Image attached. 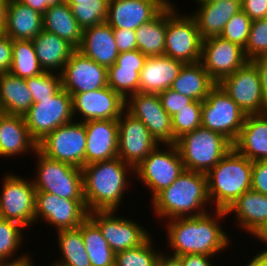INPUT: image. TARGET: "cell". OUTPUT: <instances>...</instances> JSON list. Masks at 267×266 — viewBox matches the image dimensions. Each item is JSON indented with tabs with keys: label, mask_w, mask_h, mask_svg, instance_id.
I'll return each instance as SVG.
<instances>
[{
	"label": "cell",
	"mask_w": 267,
	"mask_h": 266,
	"mask_svg": "<svg viewBox=\"0 0 267 266\" xmlns=\"http://www.w3.org/2000/svg\"><path fill=\"white\" fill-rule=\"evenodd\" d=\"M211 211L213 214L208 212L197 217H180L166 222L167 243L174 256L180 257L185 254L213 256L230 245L231 240L220 225L222 218L227 216L226 211L213 209Z\"/></svg>",
	"instance_id": "1"
},
{
	"label": "cell",
	"mask_w": 267,
	"mask_h": 266,
	"mask_svg": "<svg viewBox=\"0 0 267 266\" xmlns=\"http://www.w3.org/2000/svg\"><path fill=\"white\" fill-rule=\"evenodd\" d=\"M81 169L88 212L117 211L130 184L127 176L129 172L135 174V168L115 157L84 165Z\"/></svg>",
	"instance_id": "2"
},
{
	"label": "cell",
	"mask_w": 267,
	"mask_h": 266,
	"mask_svg": "<svg viewBox=\"0 0 267 266\" xmlns=\"http://www.w3.org/2000/svg\"><path fill=\"white\" fill-rule=\"evenodd\" d=\"M154 214L160 219L197 217L208 213L210 203L205 173L184 170L169 186L151 199Z\"/></svg>",
	"instance_id": "3"
},
{
	"label": "cell",
	"mask_w": 267,
	"mask_h": 266,
	"mask_svg": "<svg viewBox=\"0 0 267 266\" xmlns=\"http://www.w3.org/2000/svg\"><path fill=\"white\" fill-rule=\"evenodd\" d=\"M253 162L232 148L206 173L207 192L214 210L226 211L246 191L251 190ZM215 201V202H214Z\"/></svg>",
	"instance_id": "4"
},
{
	"label": "cell",
	"mask_w": 267,
	"mask_h": 266,
	"mask_svg": "<svg viewBox=\"0 0 267 266\" xmlns=\"http://www.w3.org/2000/svg\"><path fill=\"white\" fill-rule=\"evenodd\" d=\"M186 170L207 173L233 148L224 135L199 127L175 142Z\"/></svg>",
	"instance_id": "5"
},
{
	"label": "cell",
	"mask_w": 267,
	"mask_h": 266,
	"mask_svg": "<svg viewBox=\"0 0 267 266\" xmlns=\"http://www.w3.org/2000/svg\"><path fill=\"white\" fill-rule=\"evenodd\" d=\"M36 179H32L36 192H48L60 198L84 200L82 169L51 159L38 149Z\"/></svg>",
	"instance_id": "6"
},
{
	"label": "cell",
	"mask_w": 267,
	"mask_h": 266,
	"mask_svg": "<svg viewBox=\"0 0 267 266\" xmlns=\"http://www.w3.org/2000/svg\"><path fill=\"white\" fill-rule=\"evenodd\" d=\"M176 5H167V30L165 36V56L184 64L201 61L203 39L191 15H181Z\"/></svg>",
	"instance_id": "7"
},
{
	"label": "cell",
	"mask_w": 267,
	"mask_h": 266,
	"mask_svg": "<svg viewBox=\"0 0 267 266\" xmlns=\"http://www.w3.org/2000/svg\"><path fill=\"white\" fill-rule=\"evenodd\" d=\"M157 146L136 168V178L151 191L153 199L164 188L169 187L185 170L175 144ZM159 148V149H158Z\"/></svg>",
	"instance_id": "8"
},
{
	"label": "cell",
	"mask_w": 267,
	"mask_h": 266,
	"mask_svg": "<svg viewBox=\"0 0 267 266\" xmlns=\"http://www.w3.org/2000/svg\"><path fill=\"white\" fill-rule=\"evenodd\" d=\"M86 127L84 122L73 120L59 126L37 143L45 156L82 168L85 165Z\"/></svg>",
	"instance_id": "9"
},
{
	"label": "cell",
	"mask_w": 267,
	"mask_h": 266,
	"mask_svg": "<svg viewBox=\"0 0 267 266\" xmlns=\"http://www.w3.org/2000/svg\"><path fill=\"white\" fill-rule=\"evenodd\" d=\"M23 117L31 137L38 143L59 126L73 121L72 96L62 88L53 98L34 102Z\"/></svg>",
	"instance_id": "10"
},
{
	"label": "cell",
	"mask_w": 267,
	"mask_h": 266,
	"mask_svg": "<svg viewBox=\"0 0 267 266\" xmlns=\"http://www.w3.org/2000/svg\"><path fill=\"white\" fill-rule=\"evenodd\" d=\"M246 114L217 84L202 103V127L220 133L234 143Z\"/></svg>",
	"instance_id": "11"
},
{
	"label": "cell",
	"mask_w": 267,
	"mask_h": 266,
	"mask_svg": "<svg viewBox=\"0 0 267 266\" xmlns=\"http://www.w3.org/2000/svg\"><path fill=\"white\" fill-rule=\"evenodd\" d=\"M0 191V218L17 222L25 229L35 222L36 189L32 180L11 172L4 176Z\"/></svg>",
	"instance_id": "12"
},
{
	"label": "cell",
	"mask_w": 267,
	"mask_h": 266,
	"mask_svg": "<svg viewBox=\"0 0 267 266\" xmlns=\"http://www.w3.org/2000/svg\"><path fill=\"white\" fill-rule=\"evenodd\" d=\"M218 85L246 115L267 112L259 72L251 61L223 78Z\"/></svg>",
	"instance_id": "13"
},
{
	"label": "cell",
	"mask_w": 267,
	"mask_h": 266,
	"mask_svg": "<svg viewBox=\"0 0 267 266\" xmlns=\"http://www.w3.org/2000/svg\"><path fill=\"white\" fill-rule=\"evenodd\" d=\"M125 110L139 119L159 145L174 144L172 117L158 94L137 92L125 99Z\"/></svg>",
	"instance_id": "14"
},
{
	"label": "cell",
	"mask_w": 267,
	"mask_h": 266,
	"mask_svg": "<svg viewBox=\"0 0 267 266\" xmlns=\"http://www.w3.org/2000/svg\"><path fill=\"white\" fill-rule=\"evenodd\" d=\"M88 210L85 200L60 198L48 192H36L35 223L39 218L56 231L78 228L87 218Z\"/></svg>",
	"instance_id": "15"
},
{
	"label": "cell",
	"mask_w": 267,
	"mask_h": 266,
	"mask_svg": "<svg viewBox=\"0 0 267 266\" xmlns=\"http://www.w3.org/2000/svg\"><path fill=\"white\" fill-rule=\"evenodd\" d=\"M114 213L116 211L112 210L92 211L88 214V217L99 227L114 253L136 248L150 237L147 228L140 226L131 218L114 216Z\"/></svg>",
	"instance_id": "16"
},
{
	"label": "cell",
	"mask_w": 267,
	"mask_h": 266,
	"mask_svg": "<svg viewBox=\"0 0 267 266\" xmlns=\"http://www.w3.org/2000/svg\"><path fill=\"white\" fill-rule=\"evenodd\" d=\"M118 122V157L136 168L159 144L148 128L124 110Z\"/></svg>",
	"instance_id": "17"
},
{
	"label": "cell",
	"mask_w": 267,
	"mask_h": 266,
	"mask_svg": "<svg viewBox=\"0 0 267 266\" xmlns=\"http://www.w3.org/2000/svg\"><path fill=\"white\" fill-rule=\"evenodd\" d=\"M248 61L244 48L238 44L220 36L203 40L200 62L217 84L223 78L244 66Z\"/></svg>",
	"instance_id": "18"
},
{
	"label": "cell",
	"mask_w": 267,
	"mask_h": 266,
	"mask_svg": "<svg viewBox=\"0 0 267 266\" xmlns=\"http://www.w3.org/2000/svg\"><path fill=\"white\" fill-rule=\"evenodd\" d=\"M62 88L71 96L108 86V69L75 50L61 73Z\"/></svg>",
	"instance_id": "19"
},
{
	"label": "cell",
	"mask_w": 267,
	"mask_h": 266,
	"mask_svg": "<svg viewBox=\"0 0 267 266\" xmlns=\"http://www.w3.org/2000/svg\"><path fill=\"white\" fill-rule=\"evenodd\" d=\"M74 120L76 114L86 122L89 120L118 119L125 110V99L109 86L72 95Z\"/></svg>",
	"instance_id": "20"
},
{
	"label": "cell",
	"mask_w": 267,
	"mask_h": 266,
	"mask_svg": "<svg viewBox=\"0 0 267 266\" xmlns=\"http://www.w3.org/2000/svg\"><path fill=\"white\" fill-rule=\"evenodd\" d=\"M171 0H109L106 22L112 28L136 30L155 18Z\"/></svg>",
	"instance_id": "21"
},
{
	"label": "cell",
	"mask_w": 267,
	"mask_h": 266,
	"mask_svg": "<svg viewBox=\"0 0 267 266\" xmlns=\"http://www.w3.org/2000/svg\"><path fill=\"white\" fill-rule=\"evenodd\" d=\"M86 127L85 165L118 157L117 119L89 120Z\"/></svg>",
	"instance_id": "22"
},
{
	"label": "cell",
	"mask_w": 267,
	"mask_h": 266,
	"mask_svg": "<svg viewBox=\"0 0 267 266\" xmlns=\"http://www.w3.org/2000/svg\"><path fill=\"white\" fill-rule=\"evenodd\" d=\"M147 57L137 50L120 52L108 68V86L124 99L139 92L140 71Z\"/></svg>",
	"instance_id": "23"
},
{
	"label": "cell",
	"mask_w": 267,
	"mask_h": 266,
	"mask_svg": "<svg viewBox=\"0 0 267 266\" xmlns=\"http://www.w3.org/2000/svg\"><path fill=\"white\" fill-rule=\"evenodd\" d=\"M77 50L107 69L115 63L119 54L113 28L107 22L84 29Z\"/></svg>",
	"instance_id": "24"
},
{
	"label": "cell",
	"mask_w": 267,
	"mask_h": 266,
	"mask_svg": "<svg viewBox=\"0 0 267 266\" xmlns=\"http://www.w3.org/2000/svg\"><path fill=\"white\" fill-rule=\"evenodd\" d=\"M37 142L31 137L24 117L0 112V157L35 154ZM27 152V153H26Z\"/></svg>",
	"instance_id": "25"
},
{
	"label": "cell",
	"mask_w": 267,
	"mask_h": 266,
	"mask_svg": "<svg viewBox=\"0 0 267 266\" xmlns=\"http://www.w3.org/2000/svg\"><path fill=\"white\" fill-rule=\"evenodd\" d=\"M184 63L168 56L147 57L140 71L139 92L159 94L170 88Z\"/></svg>",
	"instance_id": "26"
},
{
	"label": "cell",
	"mask_w": 267,
	"mask_h": 266,
	"mask_svg": "<svg viewBox=\"0 0 267 266\" xmlns=\"http://www.w3.org/2000/svg\"><path fill=\"white\" fill-rule=\"evenodd\" d=\"M233 148L248 160H267V112L247 115Z\"/></svg>",
	"instance_id": "27"
},
{
	"label": "cell",
	"mask_w": 267,
	"mask_h": 266,
	"mask_svg": "<svg viewBox=\"0 0 267 266\" xmlns=\"http://www.w3.org/2000/svg\"><path fill=\"white\" fill-rule=\"evenodd\" d=\"M197 5L199 9L190 15L194 18L203 40L220 36L226 23L242 10L241 0H218Z\"/></svg>",
	"instance_id": "28"
},
{
	"label": "cell",
	"mask_w": 267,
	"mask_h": 266,
	"mask_svg": "<svg viewBox=\"0 0 267 266\" xmlns=\"http://www.w3.org/2000/svg\"><path fill=\"white\" fill-rule=\"evenodd\" d=\"M43 30V14L18 0H10L4 34L12 40H33Z\"/></svg>",
	"instance_id": "29"
},
{
	"label": "cell",
	"mask_w": 267,
	"mask_h": 266,
	"mask_svg": "<svg viewBox=\"0 0 267 266\" xmlns=\"http://www.w3.org/2000/svg\"><path fill=\"white\" fill-rule=\"evenodd\" d=\"M32 41L44 72L61 74L65 64L76 50L71 44L56 34L45 30L37 34Z\"/></svg>",
	"instance_id": "30"
},
{
	"label": "cell",
	"mask_w": 267,
	"mask_h": 266,
	"mask_svg": "<svg viewBox=\"0 0 267 266\" xmlns=\"http://www.w3.org/2000/svg\"><path fill=\"white\" fill-rule=\"evenodd\" d=\"M226 213L227 215L236 213L234 217L237 219L238 227L251 235L267 222V195L253 190L246 191L226 210Z\"/></svg>",
	"instance_id": "31"
},
{
	"label": "cell",
	"mask_w": 267,
	"mask_h": 266,
	"mask_svg": "<svg viewBox=\"0 0 267 266\" xmlns=\"http://www.w3.org/2000/svg\"><path fill=\"white\" fill-rule=\"evenodd\" d=\"M43 30L56 34L75 49L81 45L83 29L66 2L48 7L43 14Z\"/></svg>",
	"instance_id": "32"
},
{
	"label": "cell",
	"mask_w": 267,
	"mask_h": 266,
	"mask_svg": "<svg viewBox=\"0 0 267 266\" xmlns=\"http://www.w3.org/2000/svg\"><path fill=\"white\" fill-rule=\"evenodd\" d=\"M34 103L25 79L11 74L0 73V112L23 116Z\"/></svg>",
	"instance_id": "33"
},
{
	"label": "cell",
	"mask_w": 267,
	"mask_h": 266,
	"mask_svg": "<svg viewBox=\"0 0 267 266\" xmlns=\"http://www.w3.org/2000/svg\"><path fill=\"white\" fill-rule=\"evenodd\" d=\"M216 85L203 64L197 62L184 64L170 89L195 101L203 102Z\"/></svg>",
	"instance_id": "34"
},
{
	"label": "cell",
	"mask_w": 267,
	"mask_h": 266,
	"mask_svg": "<svg viewBox=\"0 0 267 266\" xmlns=\"http://www.w3.org/2000/svg\"><path fill=\"white\" fill-rule=\"evenodd\" d=\"M167 6L152 20L135 30L137 49L146 57L165 55Z\"/></svg>",
	"instance_id": "35"
},
{
	"label": "cell",
	"mask_w": 267,
	"mask_h": 266,
	"mask_svg": "<svg viewBox=\"0 0 267 266\" xmlns=\"http://www.w3.org/2000/svg\"><path fill=\"white\" fill-rule=\"evenodd\" d=\"M81 233L91 266H114L115 253L89 217L81 224Z\"/></svg>",
	"instance_id": "36"
},
{
	"label": "cell",
	"mask_w": 267,
	"mask_h": 266,
	"mask_svg": "<svg viewBox=\"0 0 267 266\" xmlns=\"http://www.w3.org/2000/svg\"><path fill=\"white\" fill-rule=\"evenodd\" d=\"M60 254L57 263L65 266H91L81 233V225L75 229L56 232Z\"/></svg>",
	"instance_id": "37"
},
{
	"label": "cell",
	"mask_w": 267,
	"mask_h": 266,
	"mask_svg": "<svg viewBox=\"0 0 267 266\" xmlns=\"http://www.w3.org/2000/svg\"><path fill=\"white\" fill-rule=\"evenodd\" d=\"M9 72L22 79L42 74L32 40H13L12 64Z\"/></svg>",
	"instance_id": "38"
},
{
	"label": "cell",
	"mask_w": 267,
	"mask_h": 266,
	"mask_svg": "<svg viewBox=\"0 0 267 266\" xmlns=\"http://www.w3.org/2000/svg\"><path fill=\"white\" fill-rule=\"evenodd\" d=\"M152 246V237L150 236L136 248L115 253L114 266H156L161 252Z\"/></svg>",
	"instance_id": "39"
},
{
	"label": "cell",
	"mask_w": 267,
	"mask_h": 266,
	"mask_svg": "<svg viewBox=\"0 0 267 266\" xmlns=\"http://www.w3.org/2000/svg\"><path fill=\"white\" fill-rule=\"evenodd\" d=\"M202 103L193 100L186 107L172 116V130L174 144L184 134L194 131L202 126Z\"/></svg>",
	"instance_id": "40"
},
{
	"label": "cell",
	"mask_w": 267,
	"mask_h": 266,
	"mask_svg": "<svg viewBox=\"0 0 267 266\" xmlns=\"http://www.w3.org/2000/svg\"><path fill=\"white\" fill-rule=\"evenodd\" d=\"M109 1H79L71 6L73 16L84 30L106 22Z\"/></svg>",
	"instance_id": "41"
},
{
	"label": "cell",
	"mask_w": 267,
	"mask_h": 266,
	"mask_svg": "<svg viewBox=\"0 0 267 266\" xmlns=\"http://www.w3.org/2000/svg\"><path fill=\"white\" fill-rule=\"evenodd\" d=\"M25 230L17 222L0 218V260L12 259L23 243Z\"/></svg>",
	"instance_id": "42"
},
{
	"label": "cell",
	"mask_w": 267,
	"mask_h": 266,
	"mask_svg": "<svg viewBox=\"0 0 267 266\" xmlns=\"http://www.w3.org/2000/svg\"><path fill=\"white\" fill-rule=\"evenodd\" d=\"M26 85L32 93L34 102L40 99L53 98L61 89V74L43 72L40 75L25 79Z\"/></svg>",
	"instance_id": "43"
},
{
	"label": "cell",
	"mask_w": 267,
	"mask_h": 266,
	"mask_svg": "<svg viewBox=\"0 0 267 266\" xmlns=\"http://www.w3.org/2000/svg\"><path fill=\"white\" fill-rule=\"evenodd\" d=\"M251 24L252 20L240 10L226 23L220 37L245 48Z\"/></svg>",
	"instance_id": "44"
},
{
	"label": "cell",
	"mask_w": 267,
	"mask_h": 266,
	"mask_svg": "<svg viewBox=\"0 0 267 266\" xmlns=\"http://www.w3.org/2000/svg\"><path fill=\"white\" fill-rule=\"evenodd\" d=\"M244 53L249 61L267 53V17L252 21Z\"/></svg>",
	"instance_id": "45"
},
{
	"label": "cell",
	"mask_w": 267,
	"mask_h": 266,
	"mask_svg": "<svg viewBox=\"0 0 267 266\" xmlns=\"http://www.w3.org/2000/svg\"><path fill=\"white\" fill-rule=\"evenodd\" d=\"M158 95L161 100L162 107L171 117L193 101L190 97L173 91L170 88L162 91Z\"/></svg>",
	"instance_id": "46"
},
{
	"label": "cell",
	"mask_w": 267,
	"mask_h": 266,
	"mask_svg": "<svg viewBox=\"0 0 267 266\" xmlns=\"http://www.w3.org/2000/svg\"><path fill=\"white\" fill-rule=\"evenodd\" d=\"M251 190L267 195V160L253 161Z\"/></svg>",
	"instance_id": "47"
},
{
	"label": "cell",
	"mask_w": 267,
	"mask_h": 266,
	"mask_svg": "<svg viewBox=\"0 0 267 266\" xmlns=\"http://www.w3.org/2000/svg\"><path fill=\"white\" fill-rule=\"evenodd\" d=\"M113 34L119 53L137 50L135 30L113 28Z\"/></svg>",
	"instance_id": "48"
},
{
	"label": "cell",
	"mask_w": 267,
	"mask_h": 266,
	"mask_svg": "<svg viewBox=\"0 0 267 266\" xmlns=\"http://www.w3.org/2000/svg\"><path fill=\"white\" fill-rule=\"evenodd\" d=\"M241 6L252 21L267 17V0H241Z\"/></svg>",
	"instance_id": "49"
},
{
	"label": "cell",
	"mask_w": 267,
	"mask_h": 266,
	"mask_svg": "<svg viewBox=\"0 0 267 266\" xmlns=\"http://www.w3.org/2000/svg\"><path fill=\"white\" fill-rule=\"evenodd\" d=\"M13 40L5 34L0 37V73L9 72L12 64Z\"/></svg>",
	"instance_id": "50"
},
{
	"label": "cell",
	"mask_w": 267,
	"mask_h": 266,
	"mask_svg": "<svg viewBox=\"0 0 267 266\" xmlns=\"http://www.w3.org/2000/svg\"><path fill=\"white\" fill-rule=\"evenodd\" d=\"M251 62L256 66L259 72L263 96L267 101V53L257 56Z\"/></svg>",
	"instance_id": "51"
},
{
	"label": "cell",
	"mask_w": 267,
	"mask_h": 266,
	"mask_svg": "<svg viewBox=\"0 0 267 266\" xmlns=\"http://www.w3.org/2000/svg\"><path fill=\"white\" fill-rule=\"evenodd\" d=\"M212 257L209 255L185 254L179 258L182 261V266H214Z\"/></svg>",
	"instance_id": "52"
},
{
	"label": "cell",
	"mask_w": 267,
	"mask_h": 266,
	"mask_svg": "<svg viewBox=\"0 0 267 266\" xmlns=\"http://www.w3.org/2000/svg\"><path fill=\"white\" fill-rule=\"evenodd\" d=\"M20 257V258H19ZM32 259L27 254H22L18 257H14L13 260L6 259V260H0V266H34V263L32 264Z\"/></svg>",
	"instance_id": "53"
},
{
	"label": "cell",
	"mask_w": 267,
	"mask_h": 266,
	"mask_svg": "<svg viewBox=\"0 0 267 266\" xmlns=\"http://www.w3.org/2000/svg\"><path fill=\"white\" fill-rule=\"evenodd\" d=\"M164 254V251L161 252L156 266H182V261L178 256H174L172 253L170 255Z\"/></svg>",
	"instance_id": "54"
},
{
	"label": "cell",
	"mask_w": 267,
	"mask_h": 266,
	"mask_svg": "<svg viewBox=\"0 0 267 266\" xmlns=\"http://www.w3.org/2000/svg\"><path fill=\"white\" fill-rule=\"evenodd\" d=\"M254 236L258 241H261L262 243H265L267 245V222L262 224L259 228H257L251 236ZM267 248V247H266ZM263 249L260 252L267 253V249Z\"/></svg>",
	"instance_id": "55"
},
{
	"label": "cell",
	"mask_w": 267,
	"mask_h": 266,
	"mask_svg": "<svg viewBox=\"0 0 267 266\" xmlns=\"http://www.w3.org/2000/svg\"><path fill=\"white\" fill-rule=\"evenodd\" d=\"M246 266H267V253L258 252L247 262Z\"/></svg>",
	"instance_id": "56"
},
{
	"label": "cell",
	"mask_w": 267,
	"mask_h": 266,
	"mask_svg": "<svg viewBox=\"0 0 267 266\" xmlns=\"http://www.w3.org/2000/svg\"><path fill=\"white\" fill-rule=\"evenodd\" d=\"M10 0H0V23L4 26L6 22L7 8Z\"/></svg>",
	"instance_id": "57"
},
{
	"label": "cell",
	"mask_w": 267,
	"mask_h": 266,
	"mask_svg": "<svg viewBox=\"0 0 267 266\" xmlns=\"http://www.w3.org/2000/svg\"><path fill=\"white\" fill-rule=\"evenodd\" d=\"M62 2H64V0H40V13L44 14L49 6H54Z\"/></svg>",
	"instance_id": "58"
},
{
	"label": "cell",
	"mask_w": 267,
	"mask_h": 266,
	"mask_svg": "<svg viewBox=\"0 0 267 266\" xmlns=\"http://www.w3.org/2000/svg\"><path fill=\"white\" fill-rule=\"evenodd\" d=\"M18 1L29 6L33 10L40 12V0H18Z\"/></svg>",
	"instance_id": "59"
},
{
	"label": "cell",
	"mask_w": 267,
	"mask_h": 266,
	"mask_svg": "<svg viewBox=\"0 0 267 266\" xmlns=\"http://www.w3.org/2000/svg\"><path fill=\"white\" fill-rule=\"evenodd\" d=\"M79 1H109V0H64L70 7L74 4H79Z\"/></svg>",
	"instance_id": "60"
},
{
	"label": "cell",
	"mask_w": 267,
	"mask_h": 266,
	"mask_svg": "<svg viewBox=\"0 0 267 266\" xmlns=\"http://www.w3.org/2000/svg\"><path fill=\"white\" fill-rule=\"evenodd\" d=\"M196 3H209V2H214V1H218V0H195Z\"/></svg>",
	"instance_id": "61"
},
{
	"label": "cell",
	"mask_w": 267,
	"mask_h": 266,
	"mask_svg": "<svg viewBox=\"0 0 267 266\" xmlns=\"http://www.w3.org/2000/svg\"><path fill=\"white\" fill-rule=\"evenodd\" d=\"M4 35V26L0 23V37Z\"/></svg>",
	"instance_id": "62"
},
{
	"label": "cell",
	"mask_w": 267,
	"mask_h": 266,
	"mask_svg": "<svg viewBox=\"0 0 267 266\" xmlns=\"http://www.w3.org/2000/svg\"><path fill=\"white\" fill-rule=\"evenodd\" d=\"M49 266H65L61 263L54 262L53 264L51 263Z\"/></svg>",
	"instance_id": "63"
}]
</instances>
